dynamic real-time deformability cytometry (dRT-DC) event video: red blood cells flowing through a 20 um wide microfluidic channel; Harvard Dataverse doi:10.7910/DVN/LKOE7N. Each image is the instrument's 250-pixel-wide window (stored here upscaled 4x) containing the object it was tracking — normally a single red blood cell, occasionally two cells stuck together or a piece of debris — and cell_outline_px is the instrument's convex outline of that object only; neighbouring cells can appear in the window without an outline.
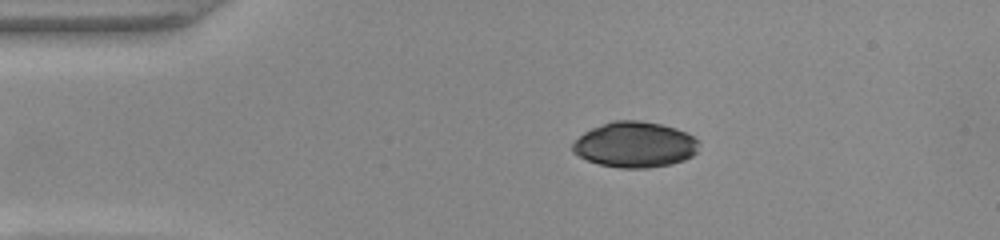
{"species": "common noctule bat (a hibernating species)", "species_latin": "Nyctalus noctula", "temperature_condition": "warm", "stored_images_in_passage": 43, "segment_of_instrument_passage": [1, 2], "camera_frame_rate_fps": 3000, "um_per_image_px": 0.085, "animal": {"sex": "female", "body_mass_g": 22.0, "forearm_length_mm": 56.7}, "frame": {"image": 1, "passage_image": 1, "time_ms": 0.0, "image_size_px": [1000, 240], "cell_outline_px": [[700, 144], [696, 152], [692, 156], [684, 160], [672, 164], [648, 168], [620, 168], [600, 164], [588, 160], [572, 152], [572, 144], [584, 132], [592, 128], [612, 120], [640, 120], [660, 124], [676, 128], [692, 136]], "centroid_in_image_um": [53.97, 12.29], "position_along_channel_um": 31.0, "area_um2": 33.52}}